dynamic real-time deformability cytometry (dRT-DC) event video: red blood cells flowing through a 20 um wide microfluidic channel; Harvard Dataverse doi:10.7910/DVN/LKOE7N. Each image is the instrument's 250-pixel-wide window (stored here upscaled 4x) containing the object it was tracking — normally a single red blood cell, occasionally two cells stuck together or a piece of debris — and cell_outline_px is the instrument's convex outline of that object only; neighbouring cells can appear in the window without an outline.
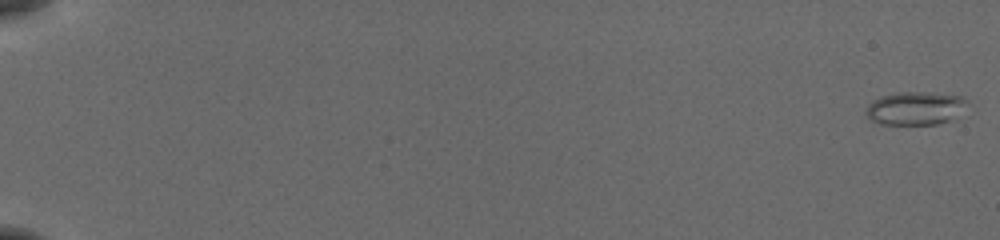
{"species": "common noctule bat (a hibernating species)", "species_latin": "Nyctalus noctula", "temperature_condition": "cold", "stored_images_in_passage": 56, "camera_frame_rate_fps": 3000, "um_per_image_px": 0.085, "animal": {"sex": "female", "body_mass_g": 19.5, "forearm_length_mm": 54.1}, "frame": {"image": 1, "passage_image": 1, "time_ms": 0.0, "image_size_px": [1000, 240], "cell_outline_px": [[968, 104], [948, 120], [936, 124], [880, 124], [872, 120], [864, 112], [868, 104], [872, 100], [884, 96], [900, 92], [928, 92], [960, 96], [968, 100]], "centroid_in_image_um": [77.76, 9.19], "position_along_channel_um": 7.2, "area_um2": 19.25}}
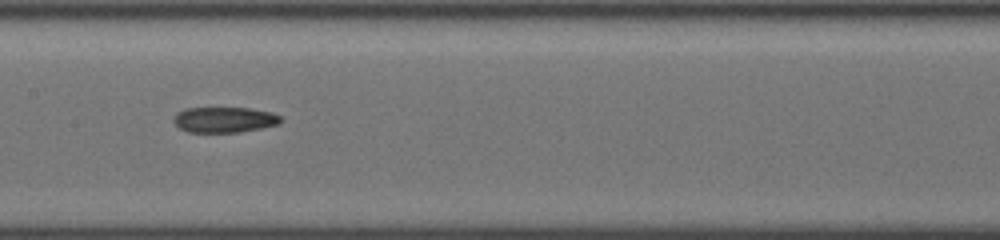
{"frame": {"image": 2, "passage_image": 31, "time_ms": 10.0, "image_size_px": [1000, 240], "cell_outline_px": [[284, 120], [280, 124], [240, 132], [188, 132], [180, 128], [172, 120], [172, 116], [176, 112], [184, 108], [248, 108], [272, 112], [280, 116]], "centroid_in_image_um": [19.06, 10.17], "position_along_channel_um": 188.3, "area_um2": 16.13}}
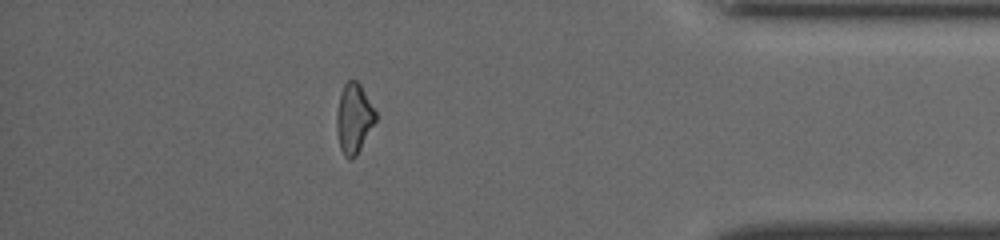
{"frame": {"image": 3, "passage_image": 50, "time_ms": 16.333, "image_size_px": [1000, 240], "cell_outline_px": [[376, 120], [356, 156], [352, 160], [348, 160], [344, 156], [340, 148], [336, 132], [336, 112], [340, 92], [344, 84], [348, 80], [356, 80], [360, 84], [376, 112]], "centroid_in_image_um": [30.05, 10.08], "position_along_channel_um": 405.2, "area_um2": 15.95}, "authors_computed_cell_mechanics": {"area_um2": 16.6753, "velocity_mm_per_s": 3.8857, "shape_relaxation_time_tau1_ms": null, "shape_relaxation_time_tau2_ms": 9.6897, "deformation_change_tau1": null, "deformation_change_tau2": 0.1972}}